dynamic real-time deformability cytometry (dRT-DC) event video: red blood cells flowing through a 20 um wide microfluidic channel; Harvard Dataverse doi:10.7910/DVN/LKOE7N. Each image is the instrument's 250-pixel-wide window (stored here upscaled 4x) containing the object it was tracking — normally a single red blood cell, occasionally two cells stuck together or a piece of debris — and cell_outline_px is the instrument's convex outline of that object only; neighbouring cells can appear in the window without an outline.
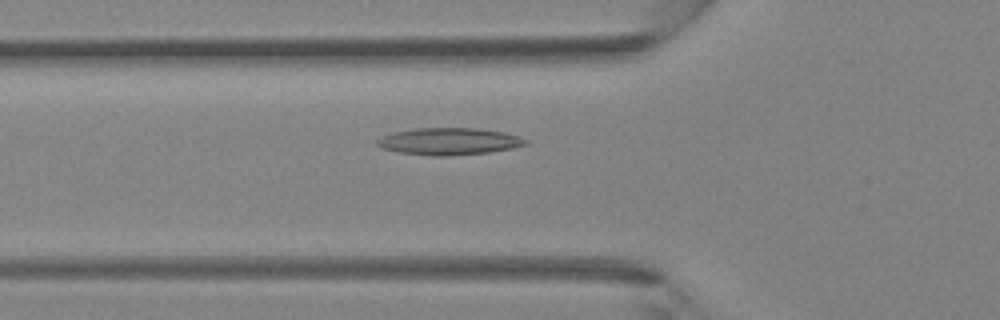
{"species": "Egyptian fruit bat (a non-hibernating species)", "species_latin": "Rousettus aegyptiacus", "temperature_condition": "room temperature", "stored_images_in_passage": 41, "camera_frame_rate_fps": 3000, "um_per_image_px": 0.085, "animal": {"sex": "female"}, "frame": {"image": 1, "passage_image": 15, "time_ms": 4.667, "image_size_px": [1000, 320], "cell_outline_px": [[528, 144], [512, 148], [488, 152], [448, 156], [432, 156], [396, 152], [384, 148], [376, 144], [376, 140], [380, 136], [396, 132], [416, 128], [476, 128], [504, 132], [528, 140]], "centroid_in_image_um": [38.15, 12.02], "position_along_channel_um": 87.7, "area_um2": 23.29}}
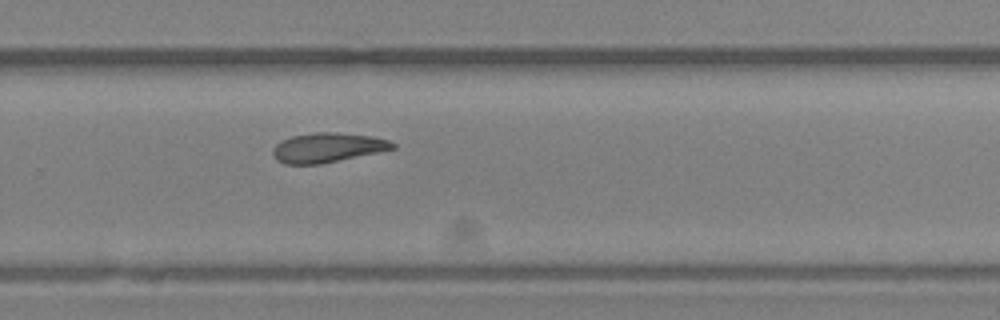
{"frame": {"image": 2, "passage_image": 28, "time_ms": 9.0, "image_size_px": [1000, 320], "cell_outline_px": [[396, 148], [320, 164], [284, 164], [276, 160], [272, 156], [272, 148], [276, 144], [292, 136], [316, 132], [332, 132], [372, 136], [388, 140], [396, 144]], "centroid_in_image_um": [27.8, 12.55], "position_along_channel_um": 302.0, "area_um2": 20.46}}
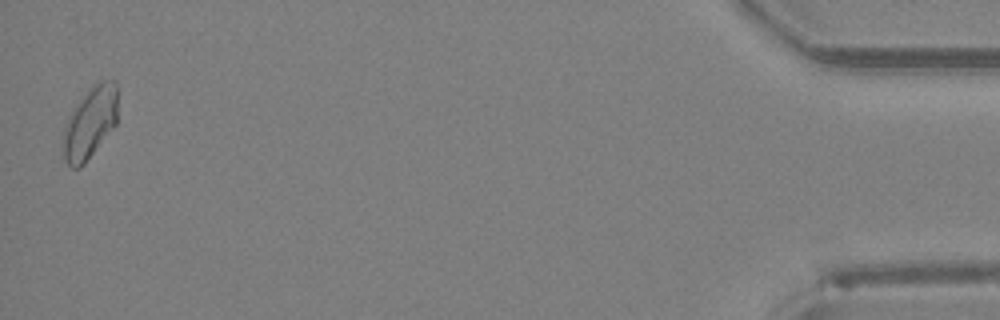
{"frame": {"image": 3, "passage_image": 41, "time_ms": 13.333, "image_size_px": [1000, 320], "cell_outline_px": [[116, 124], [84, 164], [80, 168], [72, 168], [64, 160], [64, 128], [68, 116], [72, 108], [92, 84], [100, 80], [116, 80]], "centroid_in_image_um": [7.64, 10.41], "position_along_channel_um": 427.6, "area_um2": 22.66}}